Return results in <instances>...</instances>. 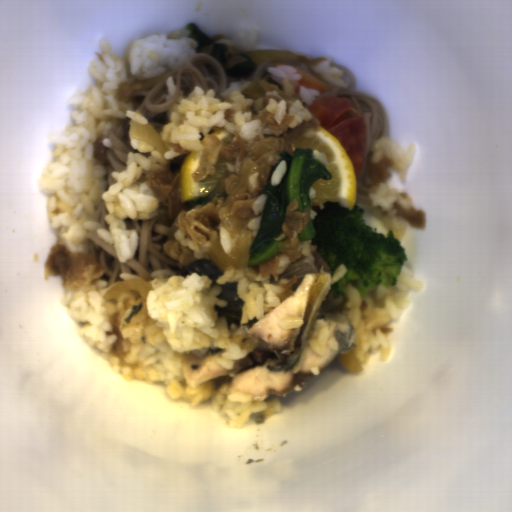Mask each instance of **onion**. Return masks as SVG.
I'll use <instances>...</instances> for the list:
<instances>
[{"label": "onion", "mask_w": 512, "mask_h": 512, "mask_svg": "<svg viewBox=\"0 0 512 512\" xmlns=\"http://www.w3.org/2000/svg\"><path fill=\"white\" fill-rule=\"evenodd\" d=\"M128 133L130 139L145 141L153 146L159 153L163 154L169 150L168 146L161 138L160 133L151 122H148L147 125H140L131 120L128 127Z\"/></svg>", "instance_id": "55239325"}, {"label": "onion", "mask_w": 512, "mask_h": 512, "mask_svg": "<svg viewBox=\"0 0 512 512\" xmlns=\"http://www.w3.org/2000/svg\"><path fill=\"white\" fill-rule=\"evenodd\" d=\"M128 291H136L140 296L117 319L118 325L126 327L148 318L147 297L150 291L155 290L152 285L143 279H128L114 284L101 298L107 300L118 299Z\"/></svg>", "instance_id": "6bf65262"}, {"label": "onion", "mask_w": 512, "mask_h": 512, "mask_svg": "<svg viewBox=\"0 0 512 512\" xmlns=\"http://www.w3.org/2000/svg\"><path fill=\"white\" fill-rule=\"evenodd\" d=\"M259 169L260 164L256 162L255 158L245 157L238 175L233 173L224 177L223 189L228 196L222 202L218 218L226 231L231 234L232 251L229 255H226L220 237H216L208 255L222 272L229 265H232L235 269L245 270L247 267L252 247L253 231L245 229L248 218L242 219L239 216L231 215L232 203L230 199L248 193V177L259 172Z\"/></svg>", "instance_id": "06740285"}]
</instances>
